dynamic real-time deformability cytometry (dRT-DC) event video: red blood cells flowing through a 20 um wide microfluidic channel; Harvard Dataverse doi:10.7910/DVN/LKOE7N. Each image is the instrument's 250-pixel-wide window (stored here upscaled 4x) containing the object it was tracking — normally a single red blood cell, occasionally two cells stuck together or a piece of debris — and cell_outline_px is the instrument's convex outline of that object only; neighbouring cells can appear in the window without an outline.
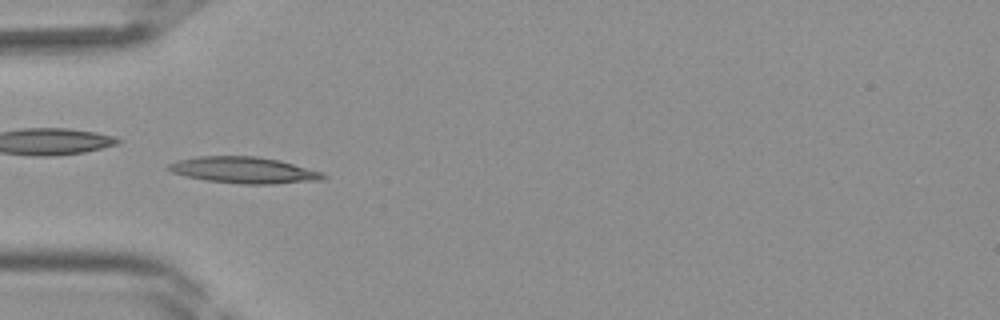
{"species": "Egyptian fruit bat (a non-hibernating species)", "species_latin": "Rousettus aegyptiacus", "temperature_condition": "room temperature", "stored_images_in_passage": 39, "camera_frame_rate_fps": 3000, "um_per_image_px": 0.085, "frame": {"image": 1, "passage_image": 11, "time_ms": 3.333, "image_size_px": [1000, 320], "cell_outline_px": [[328, 176], [324, 180], [272, 184], [240, 184], [204, 180], [184, 176], [172, 172], [164, 168], [168, 164], [176, 160], [196, 156], [256, 156], [280, 160], [324, 172]], "centroid_in_image_um": [20.73, 14.46], "position_along_channel_um": 64.3, "area_um2": 24.22}}
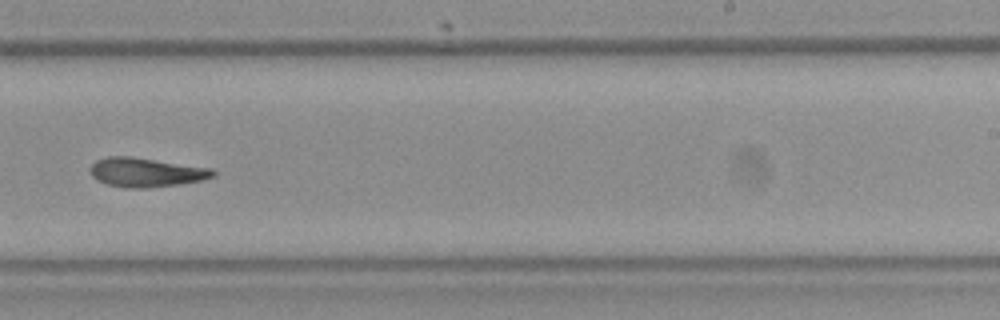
{"frame": {"image": 2, "passage_image": 24, "time_ms": 7.667, "image_size_px": [1000, 320], "cell_outline_px": [[216, 176], [204, 180], [180, 184], [148, 188], [124, 188], [108, 184], [96, 180], [88, 172], [88, 168], [96, 160], [108, 156], [132, 156], [212, 168], [216, 172]], "centroid_in_image_um": [12.41, 14.65], "position_along_channel_um": 276.6, "area_um2": 21.27}}
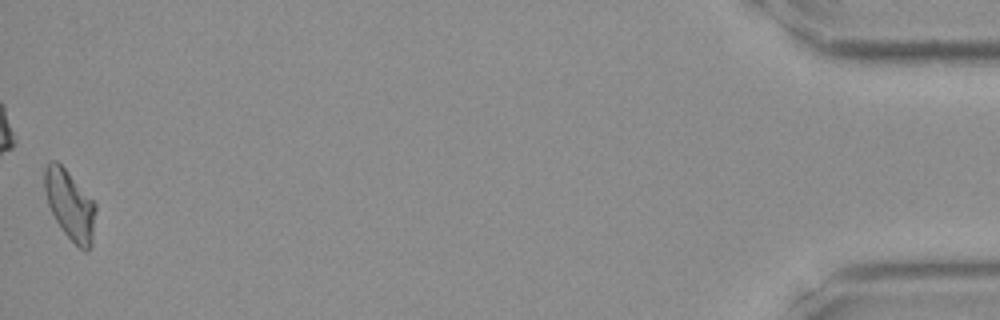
{"frame": {"image": 3, "passage_image": 39, "time_ms": 12.667, "image_size_px": [1000, 320], "cell_outline_px": [[96, 208], [92, 244], [88, 252], [84, 252], [60, 228], [48, 204], [44, 188], [44, 168], [52, 160], [56, 160], [68, 172], [96, 204]], "centroid_in_image_um": [5.95, 17.44], "position_along_channel_um": 429.3, "area_um2": 20.46}}